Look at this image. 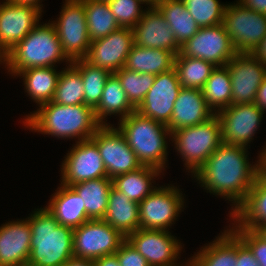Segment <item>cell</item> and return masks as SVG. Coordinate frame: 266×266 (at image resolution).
<instances>
[{
	"label": "cell",
	"mask_w": 266,
	"mask_h": 266,
	"mask_svg": "<svg viewBox=\"0 0 266 266\" xmlns=\"http://www.w3.org/2000/svg\"><path fill=\"white\" fill-rule=\"evenodd\" d=\"M248 148L222 142L192 175L204 189L232 203L231 213L245 200L260 174V157L250 164Z\"/></svg>",
	"instance_id": "obj_1"
},
{
	"label": "cell",
	"mask_w": 266,
	"mask_h": 266,
	"mask_svg": "<svg viewBox=\"0 0 266 266\" xmlns=\"http://www.w3.org/2000/svg\"><path fill=\"white\" fill-rule=\"evenodd\" d=\"M23 118V125L31 131L62 139H91L101 124L94 109L85 104L62 105L47 102Z\"/></svg>",
	"instance_id": "obj_2"
},
{
	"label": "cell",
	"mask_w": 266,
	"mask_h": 266,
	"mask_svg": "<svg viewBox=\"0 0 266 266\" xmlns=\"http://www.w3.org/2000/svg\"><path fill=\"white\" fill-rule=\"evenodd\" d=\"M31 227V252L28 259L33 266H61L73 255V229L59 224L44 207L27 218Z\"/></svg>",
	"instance_id": "obj_3"
},
{
	"label": "cell",
	"mask_w": 266,
	"mask_h": 266,
	"mask_svg": "<svg viewBox=\"0 0 266 266\" xmlns=\"http://www.w3.org/2000/svg\"><path fill=\"white\" fill-rule=\"evenodd\" d=\"M119 122L117 128L142 166L154 167L161 171L165 169L168 161L166 139L168 136L171 138V131L167 126L145 117L137 111L132 112Z\"/></svg>",
	"instance_id": "obj_4"
},
{
	"label": "cell",
	"mask_w": 266,
	"mask_h": 266,
	"mask_svg": "<svg viewBox=\"0 0 266 266\" xmlns=\"http://www.w3.org/2000/svg\"><path fill=\"white\" fill-rule=\"evenodd\" d=\"M7 53V70L12 76L28 68L55 67L54 65L61 61L71 64L62 51L60 40L50 20L35 26Z\"/></svg>",
	"instance_id": "obj_5"
},
{
	"label": "cell",
	"mask_w": 266,
	"mask_h": 266,
	"mask_svg": "<svg viewBox=\"0 0 266 266\" xmlns=\"http://www.w3.org/2000/svg\"><path fill=\"white\" fill-rule=\"evenodd\" d=\"M171 141L182 157L186 170L194 175L222 143L218 117L215 114L203 123L173 131Z\"/></svg>",
	"instance_id": "obj_6"
},
{
	"label": "cell",
	"mask_w": 266,
	"mask_h": 266,
	"mask_svg": "<svg viewBox=\"0 0 266 266\" xmlns=\"http://www.w3.org/2000/svg\"><path fill=\"white\" fill-rule=\"evenodd\" d=\"M50 22L56 30L66 57L71 62L84 59L88 54L91 41L83 0H65L59 18Z\"/></svg>",
	"instance_id": "obj_7"
},
{
	"label": "cell",
	"mask_w": 266,
	"mask_h": 266,
	"mask_svg": "<svg viewBox=\"0 0 266 266\" xmlns=\"http://www.w3.org/2000/svg\"><path fill=\"white\" fill-rule=\"evenodd\" d=\"M222 24L237 53H252L266 36V15L250 10L238 1L227 4Z\"/></svg>",
	"instance_id": "obj_8"
},
{
	"label": "cell",
	"mask_w": 266,
	"mask_h": 266,
	"mask_svg": "<svg viewBox=\"0 0 266 266\" xmlns=\"http://www.w3.org/2000/svg\"><path fill=\"white\" fill-rule=\"evenodd\" d=\"M125 240V236L103 219L88 220L73 229V255L94 261L115 254Z\"/></svg>",
	"instance_id": "obj_9"
},
{
	"label": "cell",
	"mask_w": 266,
	"mask_h": 266,
	"mask_svg": "<svg viewBox=\"0 0 266 266\" xmlns=\"http://www.w3.org/2000/svg\"><path fill=\"white\" fill-rule=\"evenodd\" d=\"M170 185L158 186L139 203L140 229L169 230L177 220L185 200L180 189Z\"/></svg>",
	"instance_id": "obj_10"
},
{
	"label": "cell",
	"mask_w": 266,
	"mask_h": 266,
	"mask_svg": "<svg viewBox=\"0 0 266 266\" xmlns=\"http://www.w3.org/2000/svg\"><path fill=\"white\" fill-rule=\"evenodd\" d=\"M91 139L97 144L108 178L142 167L122 133L111 124L101 125Z\"/></svg>",
	"instance_id": "obj_11"
},
{
	"label": "cell",
	"mask_w": 266,
	"mask_h": 266,
	"mask_svg": "<svg viewBox=\"0 0 266 266\" xmlns=\"http://www.w3.org/2000/svg\"><path fill=\"white\" fill-rule=\"evenodd\" d=\"M147 260L149 266H189L177 263L182 244L169 230L137 229L126 238Z\"/></svg>",
	"instance_id": "obj_12"
},
{
	"label": "cell",
	"mask_w": 266,
	"mask_h": 266,
	"mask_svg": "<svg viewBox=\"0 0 266 266\" xmlns=\"http://www.w3.org/2000/svg\"><path fill=\"white\" fill-rule=\"evenodd\" d=\"M180 53L183 56L203 59L215 66L226 65L237 54L223 24L200 27L181 46Z\"/></svg>",
	"instance_id": "obj_13"
},
{
	"label": "cell",
	"mask_w": 266,
	"mask_h": 266,
	"mask_svg": "<svg viewBox=\"0 0 266 266\" xmlns=\"http://www.w3.org/2000/svg\"><path fill=\"white\" fill-rule=\"evenodd\" d=\"M264 112L255 104H232L216 114L221 125L222 142L248 147L262 124Z\"/></svg>",
	"instance_id": "obj_14"
},
{
	"label": "cell",
	"mask_w": 266,
	"mask_h": 266,
	"mask_svg": "<svg viewBox=\"0 0 266 266\" xmlns=\"http://www.w3.org/2000/svg\"><path fill=\"white\" fill-rule=\"evenodd\" d=\"M61 165V183L71 186L87 180L107 177L97 144L92 139L76 141Z\"/></svg>",
	"instance_id": "obj_15"
},
{
	"label": "cell",
	"mask_w": 266,
	"mask_h": 266,
	"mask_svg": "<svg viewBox=\"0 0 266 266\" xmlns=\"http://www.w3.org/2000/svg\"><path fill=\"white\" fill-rule=\"evenodd\" d=\"M232 85V104H252L266 77V65L251 53H237L226 64Z\"/></svg>",
	"instance_id": "obj_16"
},
{
	"label": "cell",
	"mask_w": 266,
	"mask_h": 266,
	"mask_svg": "<svg viewBox=\"0 0 266 266\" xmlns=\"http://www.w3.org/2000/svg\"><path fill=\"white\" fill-rule=\"evenodd\" d=\"M181 88L175 68L156 75L152 87L136 111L167 126L170 123L174 103Z\"/></svg>",
	"instance_id": "obj_17"
},
{
	"label": "cell",
	"mask_w": 266,
	"mask_h": 266,
	"mask_svg": "<svg viewBox=\"0 0 266 266\" xmlns=\"http://www.w3.org/2000/svg\"><path fill=\"white\" fill-rule=\"evenodd\" d=\"M133 44V30L120 27L106 37L92 41L84 59L93 66L115 73L124 68Z\"/></svg>",
	"instance_id": "obj_18"
},
{
	"label": "cell",
	"mask_w": 266,
	"mask_h": 266,
	"mask_svg": "<svg viewBox=\"0 0 266 266\" xmlns=\"http://www.w3.org/2000/svg\"><path fill=\"white\" fill-rule=\"evenodd\" d=\"M41 15L32 6L0 3V45L9 52L39 24Z\"/></svg>",
	"instance_id": "obj_19"
},
{
	"label": "cell",
	"mask_w": 266,
	"mask_h": 266,
	"mask_svg": "<svg viewBox=\"0 0 266 266\" xmlns=\"http://www.w3.org/2000/svg\"><path fill=\"white\" fill-rule=\"evenodd\" d=\"M140 21L132 28L134 45L172 51L177 55L181 46L172 29L155 6H147Z\"/></svg>",
	"instance_id": "obj_20"
},
{
	"label": "cell",
	"mask_w": 266,
	"mask_h": 266,
	"mask_svg": "<svg viewBox=\"0 0 266 266\" xmlns=\"http://www.w3.org/2000/svg\"><path fill=\"white\" fill-rule=\"evenodd\" d=\"M30 252L31 227L27 218L0 226V266L27 263Z\"/></svg>",
	"instance_id": "obj_21"
},
{
	"label": "cell",
	"mask_w": 266,
	"mask_h": 266,
	"mask_svg": "<svg viewBox=\"0 0 266 266\" xmlns=\"http://www.w3.org/2000/svg\"><path fill=\"white\" fill-rule=\"evenodd\" d=\"M214 115L200 89L181 88L167 128L172 133L183 127L203 123Z\"/></svg>",
	"instance_id": "obj_22"
},
{
	"label": "cell",
	"mask_w": 266,
	"mask_h": 266,
	"mask_svg": "<svg viewBox=\"0 0 266 266\" xmlns=\"http://www.w3.org/2000/svg\"><path fill=\"white\" fill-rule=\"evenodd\" d=\"M231 228H246L257 231L266 225V179L259 174L245 200L229 214Z\"/></svg>",
	"instance_id": "obj_23"
},
{
	"label": "cell",
	"mask_w": 266,
	"mask_h": 266,
	"mask_svg": "<svg viewBox=\"0 0 266 266\" xmlns=\"http://www.w3.org/2000/svg\"><path fill=\"white\" fill-rule=\"evenodd\" d=\"M52 194L45 208L55 217L59 224L76 229L90 220L85 211L81 197L71 186L60 184Z\"/></svg>",
	"instance_id": "obj_24"
},
{
	"label": "cell",
	"mask_w": 266,
	"mask_h": 266,
	"mask_svg": "<svg viewBox=\"0 0 266 266\" xmlns=\"http://www.w3.org/2000/svg\"><path fill=\"white\" fill-rule=\"evenodd\" d=\"M230 227L188 259L189 266H236L237 235Z\"/></svg>",
	"instance_id": "obj_25"
},
{
	"label": "cell",
	"mask_w": 266,
	"mask_h": 266,
	"mask_svg": "<svg viewBox=\"0 0 266 266\" xmlns=\"http://www.w3.org/2000/svg\"><path fill=\"white\" fill-rule=\"evenodd\" d=\"M103 220L127 238L140 228L139 204L112 186Z\"/></svg>",
	"instance_id": "obj_26"
},
{
	"label": "cell",
	"mask_w": 266,
	"mask_h": 266,
	"mask_svg": "<svg viewBox=\"0 0 266 266\" xmlns=\"http://www.w3.org/2000/svg\"><path fill=\"white\" fill-rule=\"evenodd\" d=\"M134 111L136 108L129 102L120 80L111 73L105 82L100 103L94 109L97 121L101 125H110L105 121L108 116L118 115L122 120Z\"/></svg>",
	"instance_id": "obj_27"
},
{
	"label": "cell",
	"mask_w": 266,
	"mask_h": 266,
	"mask_svg": "<svg viewBox=\"0 0 266 266\" xmlns=\"http://www.w3.org/2000/svg\"><path fill=\"white\" fill-rule=\"evenodd\" d=\"M172 51L136 46L133 44L124 68L138 73L158 75L174 68Z\"/></svg>",
	"instance_id": "obj_28"
},
{
	"label": "cell",
	"mask_w": 266,
	"mask_h": 266,
	"mask_svg": "<svg viewBox=\"0 0 266 266\" xmlns=\"http://www.w3.org/2000/svg\"><path fill=\"white\" fill-rule=\"evenodd\" d=\"M60 72L55 67H39L18 71L14 76H22L25 85L24 90L31 97V100L33 99L40 106L52 101Z\"/></svg>",
	"instance_id": "obj_29"
},
{
	"label": "cell",
	"mask_w": 266,
	"mask_h": 266,
	"mask_svg": "<svg viewBox=\"0 0 266 266\" xmlns=\"http://www.w3.org/2000/svg\"><path fill=\"white\" fill-rule=\"evenodd\" d=\"M162 172L154 167L142 166L135 171L114 177L112 186L126 195L129 200L139 204L157 188L152 183Z\"/></svg>",
	"instance_id": "obj_30"
},
{
	"label": "cell",
	"mask_w": 266,
	"mask_h": 266,
	"mask_svg": "<svg viewBox=\"0 0 266 266\" xmlns=\"http://www.w3.org/2000/svg\"><path fill=\"white\" fill-rule=\"evenodd\" d=\"M71 187L82 198L87 217L90 220L103 219L107 207L112 179L102 177L94 180L80 182Z\"/></svg>",
	"instance_id": "obj_31"
},
{
	"label": "cell",
	"mask_w": 266,
	"mask_h": 266,
	"mask_svg": "<svg viewBox=\"0 0 266 266\" xmlns=\"http://www.w3.org/2000/svg\"><path fill=\"white\" fill-rule=\"evenodd\" d=\"M155 7L172 29L180 46L191 39L200 29L182 0H160Z\"/></svg>",
	"instance_id": "obj_32"
},
{
	"label": "cell",
	"mask_w": 266,
	"mask_h": 266,
	"mask_svg": "<svg viewBox=\"0 0 266 266\" xmlns=\"http://www.w3.org/2000/svg\"><path fill=\"white\" fill-rule=\"evenodd\" d=\"M201 91L214 114L232 105V85L228 67L216 66Z\"/></svg>",
	"instance_id": "obj_33"
},
{
	"label": "cell",
	"mask_w": 266,
	"mask_h": 266,
	"mask_svg": "<svg viewBox=\"0 0 266 266\" xmlns=\"http://www.w3.org/2000/svg\"><path fill=\"white\" fill-rule=\"evenodd\" d=\"M215 67L208 61L183 56L180 52L175 55L174 68L182 88L201 90Z\"/></svg>",
	"instance_id": "obj_34"
},
{
	"label": "cell",
	"mask_w": 266,
	"mask_h": 266,
	"mask_svg": "<svg viewBox=\"0 0 266 266\" xmlns=\"http://www.w3.org/2000/svg\"><path fill=\"white\" fill-rule=\"evenodd\" d=\"M71 65L81 74L84 86V104L95 109L100 103L104 85L110 72L93 66L85 59H77Z\"/></svg>",
	"instance_id": "obj_35"
},
{
	"label": "cell",
	"mask_w": 266,
	"mask_h": 266,
	"mask_svg": "<svg viewBox=\"0 0 266 266\" xmlns=\"http://www.w3.org/2000/svg\"><path fill=\"white\" fill-rule=\"evenodd\" d=\"M90 41L106 37L120 28L107 2L83 0Z\"/></svg>",
	"instance_id": "obj_36"
},
{
	"label": "cell",
	"mask_w": 266,
	"mask_h": 266,
	"mask_svg": "<svg viewBox=\"0 0 266 266\" xmlns=\"http://www.w3.org/2000/svg\"><path fill=\"white\" fill-rule=\"evenodd\" d=\"M63 69L60 72L52 102L67 106L84 104L81 74L71 64Z\"/></svg>",
	"instance_id": "obj_37"
},
{
	"label": "cell",
	"mask_w": 266,
	"mask_h": 266,
	"mask_svg": "<svg viewBox=\"0 0 266 266\" xmlns=\"http://www.w3.org/2000/svg\"><path fill=\"white\" fill-rule=\"evenodd\" d=\"M121 82L129 102L137 108L152 87L156 75L122 68L114 73Z\"/></svg>",
	"instance_id": "obj_38"
},
{
	"label": "cell",
	"mask_w": 266,
	"mask_h": 266,
	"mask_svg": "<svg viewBox=\"0 0 266 266\" xmlns=\"http://www.w3.org/2000/svg\"><path fill=\"white\" fill-rule=\"evenodd\" d=\"M187 11L199 27L214 26L223 23L227 4L219 0H182Z\"/></svg>",
	"instance_id": "obj_39"
},
{
	"label": "cell",
	"mask_w": 266,
	"mask_h": 266,
	"mask_svg": "<svg viewBox=\"0 0 266 266\" xmlns=\"http://www.w3.org/2000/svg\"><path fill=\"white\" fill-rule=\"evenodd\" d=\"M142 0H111L108 2L111 13L122 28H133L142 18L146 9ZM142 8V9H141Z\"/></svg>",
	"instance_id": "obj_40"
},
{
	"label": "cell",
	"mask_w": 266,
	"mask_h": 266,
	"mask_svg": "<svg viewBox=\"0 0 266 266\" xmlns=\"http://www.w3.org/2000/svg\"><path fill=\"white\" fill-rule=\"evenodd\" d=\"M252 251L259 266H266V240L256 231L246 228H230Z\"/></svg>",
	"instance_id": "obj_41"
},
{
	"label": "cell",
	"mask_w": 266,
	"mask_h": 266,
	"mask_svg": "<svg viewBox=\"0 0 266 266\" xmlns=\"http://www.w3.org/2000/svg\"><path fill=\"white\" fill-rule=\"evenodd\" d=\"M120 266H149L147 260L126 239L115 252Z\"/></svg>",
	"instance_id": "obj_42"
},
{
	"label": "cell",
	"mask_w": 266,
	"mask_h": 266,
	"mask_svg": "<svg viewBox=\"0 0 266 266\" xmlns=\"http://www.w3.org/2000/svg\"><path fill=\"white\" fill-rule=\"evenodd\" d=\"M236 266H259L249 247L237 236V264Z\"/></svg>",
	"instance_id": "obj_43"
},
{
	"label": "cell",
	"mask_w": 266,
	"mask_h": 266,
	"mask_svg": "<svg viewBox=\"0 0 266 266\" xmlns=\"http://www.w3.org/2000/svg\"><path fill=\"white\" fill-rule=\"evenodd\" d=\"M238 2L250 10L266 15V0H238Z\"/></svg>",
	"instance_id": "obj_44"
},
{
	"label": "cell",
	"mask_w": 266,
	"mask_h": 266,
	"mask_svg": "<svg viewBox=\"0 0 266 266\" xmlns=\"http://www.w3.org/2000/svg\"><path fill=\"white\" fill-rule=\"evenodd\" d=\"M254 103L263 111L266 110V77L259 86Z\"/></svg>",
	"instance_id": "obj_45"
},
{
	"label": "cell",
	"mask_w": 266,
	"mask_h": 266,
	"mask_svg": "<svg viewBox=\"0 0 266 266\" xmlns=\"http://www.w3.org/2000/svg\"><path fill=\"white\" fill-rule=\"evenodd\" d=\"M258 61L266 65V36L251 53Z\"/></svg>",
	"instance_id": "obj_46"
},
{
	"label": "cell",
	"mask_w": 266,
	"mask_h": 266,
	"mask_svg": "<svg viewBox=\"0 0 266 266\" xmlns=\"http://www.w3.org/2000/svg\"><path fill=\"white\" fill-rule=\"evenodd\" d=\"M95 266H120L115 254L106 255L94 260Z\"/></svg>",
	"instance_id": "obj_47"
},
{
	"label": "cell",
	"mask_w": 266,
	"mask_h": 266,
	"mask_svg": "<svg viewBox=\"0 0 266 266\" xmlns=\"http://www.w3.org/2000/svg\"><path fill=\"white\" fill-rule=\"evenodd\" d=\"M10 3L17 4V5H25V6H32L36 9H38L40 12H43L42 7L43 4H41L42 0H6Z\"/></svg>",
	"instance_id": "obj_48"
},
{
	"label": "cell",
	"mask_w": 266,
	"mask_h": 266,
	"mask_svg": "<svg viewBox=\"0 0 266 266\" xmlns=\"http://www.w3.org/2000/svg\"><path fill=\"white\" fill-rule=\"evenodd\" d=\"M61 266H95V265L93 260L72 257L70 260H68L66 263H64Z\"/></svg>",
	"instance_id": "obj_49"
},
{
	"label": "cell",
	"mask_w": 266,
	"mask_h": 266,
	"mask_svg": "<svg viewBox=\"0 0 266 266\" xmlns=\"http://www.w3.org/2000/svg\"><path fill=\"white\" fill-rule=\"evenodd\" d=\"M266 146V145H265ZM261 151L260 157V174L266 179V147Z\"/></svg>",
	"instance_id": "obj_50"
},
{
	"label": "cell",
	"mask_w": 266,
	"mask_h": 266,
	"mask_svg": "<svg viewBox=\"0 0 266 266\" xmlns=\"http://www.w3.org/2000/svg\"><path fill=\"white\" fill-rule=\"evenodd\" d=\"M0 64H4L7 69L8 64V53L7 51L0 45Z\"/></svg>",
	"instance_id": "obj_51"
},
{
	"label": "cell",
	"mask_w": 266,
	"mask_h": 266,
	"mask_svg": "<svg viewBox=\"0 0 266 266\" xmlns=\"http://www.w3.org/2000/svg\"><path fill=\"white\" fill-rule=\"evenodd\" d=\"M256 232L266 240V225L261 226Z\"/></svg>",
	"instance_id": "obj_52"
},
{
	"label": "cell",
	"mask_w": 266,
	"mask_h": 266,
	"mask_svg": "<svg viewBox=\"0 0 266 266\" xmlns=\"http://www.w3.org/2000/svg\"><path fill=\"white\" fill-rule=\"evenodd\" d=\"M146 5L155 6L160 0H142Z\"/></svg>",
	"instance_id": "obj_53"
},
{
	"label": "cell",
	"mask_w": 266,
	"mask_h": 266,
	"mask_svg": "<svg viewBox=\"0 0 266 266\" xmlns=\"http://www.w3.org/2000/svg\"><path fill=\"white\" fill-rule=\"evenodd\" d=\"M22 266H33V265H30L29 263H22Z\"/></svg>",
	"instance_id": "obj_54"
},
{
	"label": "cell",
	"mask_w": 266,
	"mask_h": 266,
	"mask_svg": "<svg viewBox=\"0 0 266 266\" xmlns=\"http://www.w3.org/2000/svg\"><path fill=\"white\" fill-rule=\"evenodd\" d=\"M97 1H101V2H109V1H111V0H97Z\"/></svg>",
	"instance_id": "obj_55"
},
{
	"label": "cell",
	"mask_w": 266,
	"mask_h": 266,
	"mask_svg": "<svg viewBox=\"0 0 266 266\" xmlns=\"http://www.w3.org/2000/svg\"><path fill=\"white\" fill-rule=\"evenodd\" d=\"M10 266H22V264H18V265H10Z\"/></svg>",
	"instance_id": "obj_56"
}]
</instances>
